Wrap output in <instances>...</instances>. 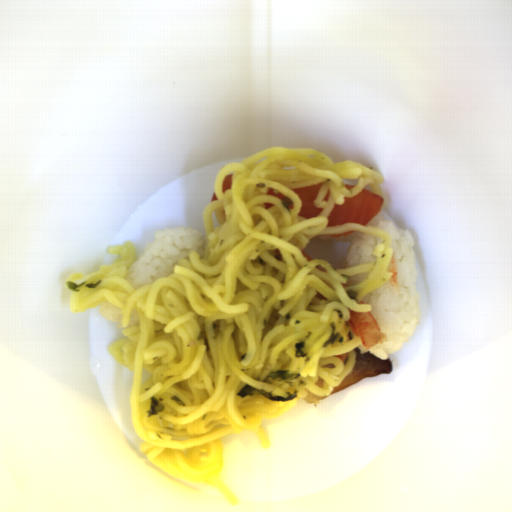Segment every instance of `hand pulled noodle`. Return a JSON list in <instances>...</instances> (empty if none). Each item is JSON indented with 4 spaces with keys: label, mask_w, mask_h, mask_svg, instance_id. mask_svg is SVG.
<instances>
[{
    "label": "hand pulled noodle",
    "mask_w": 512,
    "mask_h": 512,
    "mask_svg": "<svg viewBox=\"0 0 512 512\" xmlns=\"http://www.w3.org/2000/svg\"><path fill=\"white\" fill-rule=\"evenodd\" d=\"M233 173L232 189L222 182ZM343 179H356L347 190ZM324 183L314 200L321 214L298 216L301 202L290 189ZM384 178L358 161H339L307 148L273 147L241 162H229L217 174L218 198L202 211L204 255L190 252L173 273L135 289L126 273L137 258L133 242L109 246L119 261L98 272L71 273L65 281L79 284L103 280L97 288L71 292L73 313L109 301L121 309L127 327L136 309L140 324L121 328L124 335L107 348L114 360L133 372L129 403L131 423L143 441L139 450L166 474L183 482H208L230 505L239 500L223 481V438L252 431L261 447L270 442L262 420H275L308 391L328 397L353 370L359 336L347 329L350 310L370 312L360 300L388 282L393 249L391 236L373 227L346 223L329 226L328 217L345 197H355L368 185L380 194ZM284 194L290 210L265 192ZM331 190L328 201H322ZM276 206L265 209L263 203ZM367 231L384 239L375 263L334 269L325 259L309 263L301 250L315 235L348 230ZM370 273L359 284L343 287L347 277ZM358 293L351 300L347 289ZM344 341L323 347L331 322ZM305 341V358H295L294 343ZM348 351L346 366L335 355ZM299 373L298 379L264 378L275 370ZM318 375L324 389L315 385ZM288 397L237 396L246 384ZM165 407L147 418L150 397Z\"/></svg>",
    "instance_id": "obj_1"
}]
</instances>
